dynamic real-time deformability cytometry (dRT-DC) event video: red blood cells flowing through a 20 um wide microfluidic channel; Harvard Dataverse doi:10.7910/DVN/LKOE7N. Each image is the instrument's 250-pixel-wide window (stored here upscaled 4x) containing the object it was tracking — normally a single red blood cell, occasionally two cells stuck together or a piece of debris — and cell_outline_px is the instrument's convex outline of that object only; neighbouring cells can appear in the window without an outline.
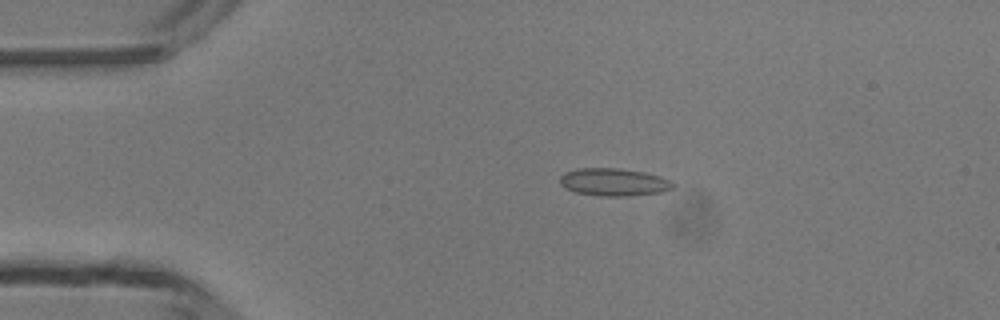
{"species": "common noctule bat (a hibernating species)", "species_latin": "Nyctalus noctula", "temperature_condition": "room temperature", "stored_images_in_passage": 5, "camera_frame_rate_fps": 3000, "um_per_image_px": 0.085, "animal": {"sex": "male", "body_mass_g": 13.3}, "frame": {"image": 1, "passage_image": 3, "time_ms": 2.333, "image_size_px": [1000, 320], "cell_outline_px": [[676, 184], [672, 188], [660, 192], [624, 196], [596, 196], [576, 192], [564, 188], [560, 184], [560, 176], [564, 172], [576, 168], [620, 168], [644, 172], [660, 176]], "centroid_in_image_um": [52.12, 15.47], "position_along_channel_um": 32.9, "area_um2": 18.26}}